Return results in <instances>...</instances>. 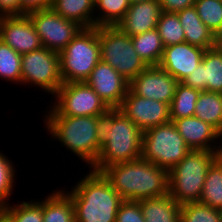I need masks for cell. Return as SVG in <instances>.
<instances>
[{
    "instance_id": "cell-1",
    "label": "cell",
    "mask_w": 222,
    "mask_h": 222,
    "mask_svg": "<svg viewBox=\"0 0 222 222\" xmlns=\"http://www.w3.org/2000/svg\"><path fill=\"white\" fill-rule=\"evenodd\" d=\"M102 173L123 200L139 201L168 194V171L142 158L109 165Z\"/></svg>"
},
{
    "instance_id": "cell-2",
    "label": "cell",
    "mask_w": 222,
    "mask_h": 222,
    "mask_svg": "<svg viewBox=\"0 0 222 222\" xmlns=\"http://www.w3.org/2000/svg\"><path fill=\"white\" fill-rule=\"evenodd\" d=\"M143 132L119 109H111L101 126V148L91 170L102 172L109 165L141 158Z\"/></svg>"
},
{
    "instance_id": "cell-3",
    "label": "cell",
    "mask_w": 222,
    "mask_h": 222,
    "mask_svg": "<svg viewBox=\"0 0 222 222\" xmlns=\"http://www.w3.org/2000/svg\"><path fill=\"white\" fill-rule=\"evenodd\" d=\"M70 192L75 222H115L124 201L102 172L91 170Z\"/></svg>"
},
{
    "instance_id": "cell-4",
    "label": "cell",
    "mask_w": 222,
    "mask_h": 222,
    "mask_svg": "<svg viewBox=\"0 0 222 222\" xmlns=\"http://www.w3.org/2000/svg\"><path fill=\"white\" fill-rule=\"evenodd\" d=\"M104 116H45V126L53 139L58 140L76 156L92 166L101 148L100 134Z\"/></svg>"
},
{
    "instance_id": "cell-5",
    "label": "cell",
    "mask_w": 222,
    "mask_h": 222,
    "mask_svg": "<svg viewBox=\"0 0 222 222\" xmlns=\"http://www.w3.org/2000/svg\"><path fill=\"white\" fill-rule=\"evenodd\" d=\"M220 154L191 150L168 172V194L180 205L199 202L208 168Z\"/></svg>"
},
{
    "instance_id": "cell-6",
    "label": "cell",
    "mask_w": 222,
    "mask_h": 222,
    "mask_svg": "<svg viewBox=\"0 0 222 222\" xmlns=\"http://www.w3.org/2000/svg\"><path fill=\"white\" fill-rule=\"evenodd\" d=\"M59 58L63 83L85 82L101 60L98 27L83 28Z\"/></svg>"
},
{
    "instance_id": "cell-7",
    "label": "cell",
    "mask_w": 222,
    "mask_h": 222,
    "mask_svg": "<svg viewBox=\"0 0 222 222\" xmlns=\"http://www.w3.org/2000/svg\"><path fill=\"white\" fill-rule=\"evenodd\" d=\"M98 38L101 60L129 83L148 67L135 51L131 37L117 26L98 27Z\"/></svg>"
},
{
    "instance_id": "cell-8",
    "label": "cell",
    "mask_w": 222,
    "mask_h": 222,
    "mask_svg": "<svg viewBox=\"0 0 222 222\" xmlns=\"http://www.w3.org/2000/svg\"><path fill=\"white\" fill-rule=\"evenodd\" d=\"M190 151L172 121L143 132L141 158L168 172Z\"/></svg>"
},
{
    "instance_id": "cell-9",
    "label": "cell",
    "mask_w": 222,
    "mask_h": 222,
    "mask_svg": "<svg viewBox=\"0 0 222 222\" xmlns=\"http://www.w3.org/2000/svg\"><path fill=\"white\" fill-rule=\"evenodd\" d=\"M54 97L51 116H105L111 110L86 82L63 83Z\"/></svg>"
},
{
    "instance_id": "cell-10",
    "label": "cell",
    "mask_w": 222,
    "mask_h": 222,
    "mask_svg": "<svg viewBox=\"0 0 222 222\" xmlns=\"http://www.w3.org/2000/svg\"><path fill=\"white\" fill-rule=\"evenodd\" d=\"M21 84H35L53 96L63 84L59 53L45 47L21 56Z\"/></svg>"
},
{
    "instance_id": "cell-11",
    "label": "cell",
    "mask_w": 222,
    "mask_h": 222,
    "mask_svg": "<svg viewBox=\"0 0 222 222\" xmlns=\"http://www.w3.org/2000/svg\"><path fill=\"white\" fill-rule=\"evenodd\" d=\"M43 47L60 53L84 28L79 23L57 14L52 8L27 14Z\"/></svg>"
},
{
    "instance_id": "cell-12",
    "label": "cell",
    "mask_w": 222,
    "mask_h": 222,
    "mask_svg": "<svg viewBox=\"0 0 222 222\" xmlns=\"http://www.w3.org/2000/svg\"><path fill=\"white\" fill-rule=\"evenodd\" d=\"M118 109L142 132L171 121L169 104L138 96L130 88Z\"/></svg>"
},
{
    "instance_id": "cell-13",
    "label": "cell",
    "mask_w": 222,
    "mask_h": 222,
    "mask_svg": "<svg viewBox=\"0 0 222 222\" xmlns=\"http://www.w3.org/2000/svg\"><path fill=\"white\" fill-rule=\"evenodd\" d=\"M178 83L159 66H148L129 83V88L138 96L170 105Z\"/></svg>"
},
{
    "instance_id": "cell-14",
    "label": "cell",
    "mask_w": 222,
    "mask_h": 222,
    "mask_svg": "<svg viewBox=\"0 0 222 222\" xmlns=\"http://www.w3.org/2000/svg\"><path fill=\"white\" fill-rule=\"evenodd\" d=\"M110 109H118L129 89V82L111 65L100 60L85 81Z\"/></svg>"
},
{
    "instance_id": "cell-15",
    "label": "cell",
    "mask_w": 222,
    "mask_h": 222,
    "mask_svg": "<svg viewBox=\"0 0 222 222\" xmlns=\"http://www.w3.org/2000/svg\"><path fill=\"white\" fill-rule=\"evenodd\" d=\"M0 39L21 55L43 47L28 15L0 17Z\"/></svg>"
},
{
    "instance_id": "cell-16",
    "label": "cell",
    "mask_w": 222,
    "mask_h": 222,
    "mask_svg": "<svg viewBox=\"0 0 222 222\" xmlns=\"http://www.w3.org/2000/svg\"><path fill=\"white\" fill-rule=\"evenodd\" d=\"M206 49L187 42L164 48L159 67L168 72L178 82L192 73L202 61Z\"/></svg>"
},
{
    "instance_id": "cell-17",
    "label": "cell",
    "mask_w": 222,
    "mask_h": 222,
    "mask_svg": "<svg viewBox=\"0 0 222 222\" xmlns=\"http://www.w3.org/2000/svg\"><path fill=\"white\" fill-rule=\"evenodd\" d=\"M171 121L191 150L222 152V145L220 146L216 141L219 140L218 138L221 140L222 135L210 124L205 123L195 116ZM215 142L218 146H215Z\"/></svg>"
},
{
    "instance_id": "cell-18",
    "label": "cell",
    "mask_w": 222,
    "mask_h": 222,
    "mask_svg": "<svg viewBox=\"0 0 222 222\" xmlns=\"http://www.w3.org/2000/svg\"><path fill=\"white\" fill-rule=\"evenodd\" d=\"M161 13L159 0L132 3L117 27L133 37L155 29Z\"/></svg>"
},
{
    "instance_id": "cell-19",
    "label": "cell",
    "mask_w": 222,
    "mask_h": 222,
    "mask_svg": "<svg viewBox=\"0 0 222 222\" xmlns=\"http://www.w3.org/2000/svg\"><path fill=\"white\" fill-rule=\"evenodd\" d=\"M177 15L185 33V42L203 49L215 47V35L199 18L194 6L178 11Z\"/></svg>"
},
{
    "instance_id": "cell-20",
    "label": "cell",
    "mask_w": 222,
    "mask_h": 222,
    "mask_svg": "<svg viewBox=\"0 0 222 222\" xmlns=\"http://www.w3.org/2000/svg\"><path fill=\"white\" fill-rule=\"evenodd\" d=\"M145 222H180L181 205L169 194L138 201Z\"/></svg>"
},
{
    "instance_id": "cell-21",
    "label": "cell",
    "mask_w": 222,
    "mask_h": 222,
    "mask_svg": "<svg viewBox=\"0 0 222 222\" xmlns=\"http://www.w3.org/2000/svg\"><path fill=\"white\" fill-rule=\"evenodd\" d=\"M51 8L63 18L73 20L84 28L95 27L94 0H52Z\"/></svg>"
},
{
    "instance_id": "cell-22",
    "label": "cell",
    "mask_w": 222,
    "mask_h": 222,
    "mask_svg": "<svg viewBox=\"0 0 222 222\" xmlns=\"http://www.w3.org/2000/svg\"><path fill=\"white\" fill-rule=\"evenodd\" d=\"M61 190L43 200V222H75L72 199L67 191Z\"/></svg>"
},
{
    "instance_id": "cell-23",
    "label": "cell",
    "mask_w": 222,
    "mask_h": 222,
    "mask_svg": "<svg viewBox=\"0 0 222 222\" xmlns=\"http://www.w3.org/2000/svg\"><path fill=\"white\" fill-rule=\"evenodd\" d=\"M194 116L213 126L222 135V93L201 91Z\"/></svg>"
},
{
    "instance_id": "cell-24",
    "label": "cell",
    "mask_w": 222,
    "mask_h": 222,
    "mask_svg": "<svg viewBox=\"0 0 222 222\" xmlns=\"http://www.w3.org/2000/svg\"><path fill=\"white\" fill-rule=\"evenodd\" d=\"M199 202L222 211V154L208 168Z\"/></svg>"
},
{
    "instance_id": "cell-25",
    "label": "cell",
    "mask_w": 222,
    "mask_h": 222,
    "mask_svg": "<svg viewBox=\"0 0 222 222\" xmlns=\"http://www.w3.org/2000/svg\"><path fill=\"white\" fill-rule=\"evenodd\" d=\"M131 39L135 51L148 66L159 65L165 47L156 28Z\"/></svg>"
},
{
    "instance_id": "cell-26",
    "label": "cell",
    "mask_w": 222,
    "mask_h": 222,
    "mask_svg": "<svg viewBox=\"0 0 222 222\" xmlns=\"http://www.w3.org/2000/svg\"><path fill=\"white\" fill-rule=\"evenodd\" d=\"M200 92L198 89L191 88L179 82L173 100L169 105L170 119L176 120L194 116L196 102Z\"/></svg>"
},
{
    "instance_id": "cell-27",
    "label": "cell",
    "mask_w": 222,
    "mask_h": 222,
    "mask_svg": "<svg viewBox=\"0 0 222 222\" xmlns=\"http://www.w3.org/2000/svg\"><path fill=\"white\" fill-rule=\"evenodd\" d=\"M201 62L205 91L222 93V54L216 47L206 49Z\"/></svg>"
},
{
    "instance_id": "cell-28",
    "label": "cell",
    "mask_w": 222,
    "mask_h": 222,
    "mask_svg": "<svg viewBox=\"0 0 222 222\" xmlns=\"http://www.w3.org/2000/svg\"><path fill=\"white\" fill-rule=\"evenodd\" d=\"M130 7L129 0H94L95 26H117Z\"/></svg>"
},
{
    "instance_id": "cell-29",
    "label": "cell",
    "mask_w": 222,
    "mask_h": 222,
    "mask_svg": "<svg viewBox=\"0 0 222 222\" xmlns=\"http://www.w3.org/2000/svg\"><path fill=\"white\" fill-rule=\"evenodd\" d=\"M156 29L164 47L185 42V33L177 13L162 11Z\"/></svg>"
},
{
    "instance_id": "cell-30",
    "label": "cell",
    "mask_w": 222,
    "mask_h": 222,
    "mask_svg": "<svg viewBox=\"0 0 222 222\" xmlns=\"http://www.w3.org/2000/svg\"><path fill=\"white\" fill-rule=\"evenodd\" d=\"M194 7L199 18L215 36L222 33V0H196Z\"/></svg>"
},
{
    "instance_id": "cell-31",
    "label": "cell",
    "mask_w": 222,
    "mask_h": 222,
    "mask_svg": "<svg viewBox=\"0 0 222 222\" xmlns=\"http://www.w3.org/2000/svg\"><path fill=\"white\" fill-rule=\"evenodd\" d=\"M21 56L0 39V78L21 84Z\"/></svg>"
},
{
    "instance_id": "cell-32",
    "label": "cell",
    "mask_w": 222,
    "mask_h": 222,
    "mask_svg": "<svg viewBox=\"0 0 222 222\" xmlns=\"http://www.w3.org/2000/svg\"><path fill=\"white\" fill-rule=\"evenodd\" d=\"M180 222H222V211L200 202L181 205Z\"/></svg>"
},
{
    "instance_id": "cell-33",
    "label": "cell",
    "mask_w": 222,
    "mask_h": 222,
    "mask_svg": "<svg viewBox=\"0 0 222 222\" xmlns=\"http://www.w3.org/2000/svg\"><path fill=\"white\" fill-rule=\"evenodd\" d=\"M13 222H43V201L21 202L3 209Z\"/></svg>"
},
{
    "instance_id": "cell-34",
    "label": "cell",
    "mask_w": 222,
    "mask_h": 222,
    "mask_svg": "<svg viewBox=\"0 0 222 222\" xmlns=\"http://www.w3.org/2000/svg\"><path fill=\"white\" fill-rule=\"evenodd\" d=\"M10 161L6 158V155L0 153V205L3 208L10 204L7 201L13 192L12 188L15 180V166Z\"/></svg>"
},
{
    "instance_id": "cell-35",
    "label": "cell",
    "mask_w": 222,
    "mask_h": 222,
    "mask_svg": "<svg viewBox=\"0 0 222 222\" xmlns=\"http://www.w3.org/2000/svg\"><path fill=\"white\" fill-rule=\"evenodd\" d=\"M115 222H145L139 202L124 200L119 206Z\"/></svg>"
},
{
    "instance_id": "cell-36",
    "label": "cell",
    "mask_w": 222,
    "mask_h": 222,
    "mask_svg": "<svg viewBox=\"0 0 222 222\" xmlns=\"http://www.w3.org/2000/svg\"><path fill=\"white\" fill-rule=\"evenodd\" d=\"M181 83L191 88L205 91V81H203V63L200 62L196 69L186 76Z\"/></svg>"
},
{
    "instance_id": "cell-37",
    "label": "cell",
    "mask_w": 222,
    "mask_h": 222,
    "mask_svg": "<svg viewBox=\"0 0 222 222\" xmlns=\"http://www.w3.org/2000/svg\"><path fill=\"white\" fill-rule=\"evenodd\" d=\"M21 15H27L34 11L51 8L52 0H20Z\"/></svg>"
},
{
    "instance_id": "cell-38",
    "label": "cell",
    "mask_w": 222,
    "mask_h": 222,
    "mask_svg": "<svg viewBox=\"0 0 222 222\" xmlns=\"http://www.w3.org/2000/svg\"><path fill=\"white\" fill-rule=\"evenodd\" d=\"M196 0H159L162 11L174 12L194 6Z\"/></svg>"
},
{
    "instance_id": "cell-39",
    "label": "cell",
    "mask_w": 222,
    "mask_h": 222,
    "mask_svg": "<svg viewBox=\"0 0 222 222\" xmlns=\"http://www.w3.org/2000/svg\"><path fill=\"white\" fill-rule=\"evenodd\" d=\"M21 15L20 0H0V17Z\"/></svg>"
},
{
    "instance_id": "cell-40",
    "label": "cell",
    "mask_w": 222,
    "mask_h": 222,
    "mask_svg": "<svg viewBox=\"0 0 222 222\" xmlns=\"http://www.w3.org/2000/svg\"><path fill=\"white\" fill-rule=\"evenodd\" d=\"M215 47L222 54V33L215 36Z\"/></svg>"
},
{
    "instance_id": "cell-41",
    "label": "cell",
    "mask_w": 222,
    "mask_h": 222,
    "mask_svg": "<svg viewBox=\"0 0 222 222\" xmlns=\"http://www.w3.org/2000/svg\"><path fill=\"white\" fill-rule=\"evenodd\" d=\"M0 222H13L12 218L3 210L0 213Z\"/></svg>"
},
{
    "instance_id": "cell-42",
    "label": "cell",
    "mask_w": 222,
    "mask_h": 222,
    "mask_svg": "<svg viewBox=\"0 0 222 222\" xmlns=\"http://www.w3.org/2000/svg\"><path fill=\"white\" fill-rule=\"evenodd\" d=\"M143 1H150V0H129L130 4L137 3V2H143Z\"/></svg>"
},
{
    "instance_id": "cell-43",
    "label": "cell",
    "mask_w": 222,
    "mask_h": 222,
    "mask_svg": "<svg viewBox=\"0 0 222 222\" xmlns=\"http://www.w3.org/2000/svg\"><path fill=\"white\" fill-rule=\"evenodd\" d=\"M3 209H4V208L0 205V213L3 211Z\"/></svg>"
}]
</instances>
